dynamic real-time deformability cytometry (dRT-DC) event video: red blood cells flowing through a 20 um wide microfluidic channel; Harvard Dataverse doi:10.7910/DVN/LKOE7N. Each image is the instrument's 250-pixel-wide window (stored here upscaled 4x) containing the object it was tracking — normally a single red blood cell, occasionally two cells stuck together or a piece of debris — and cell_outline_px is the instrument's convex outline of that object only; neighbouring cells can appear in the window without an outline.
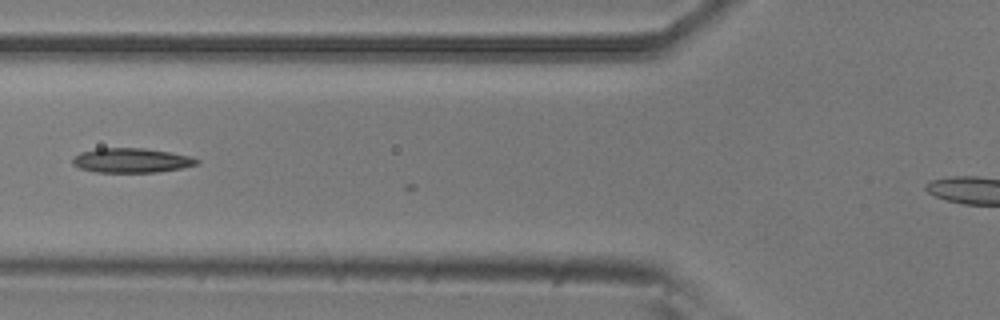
{"species": "common noctule bat (a hibernating species)", "species_latin": "Nyctalus noctula", "temperature_condition": "room temperature", "stored_images_in_passage": 5, "camera_frame_rate_fps": 3000, "um_per_image_px": 0.085, "animal": {"sex": "male", "body_mass_g": 20.5, "forearm_length_mm": 52.5}, "frame": {"image": 1, "passage_image": 2, "time_ms": 0.333, "image_size_px": [1000, 320], "cell_outline_px": [[200, 160], [196, 164], [180, 168], [160, 172], [96, 172], [80, 168], [72, 164], [72, 160], [80, 152], [96, 148], [144, 148], [168, 152], [188, 156]], "centroid_in_image_um": [11.13, 13.63], "position_along_channel_um": 114.7, "area_um2": 17.57}}